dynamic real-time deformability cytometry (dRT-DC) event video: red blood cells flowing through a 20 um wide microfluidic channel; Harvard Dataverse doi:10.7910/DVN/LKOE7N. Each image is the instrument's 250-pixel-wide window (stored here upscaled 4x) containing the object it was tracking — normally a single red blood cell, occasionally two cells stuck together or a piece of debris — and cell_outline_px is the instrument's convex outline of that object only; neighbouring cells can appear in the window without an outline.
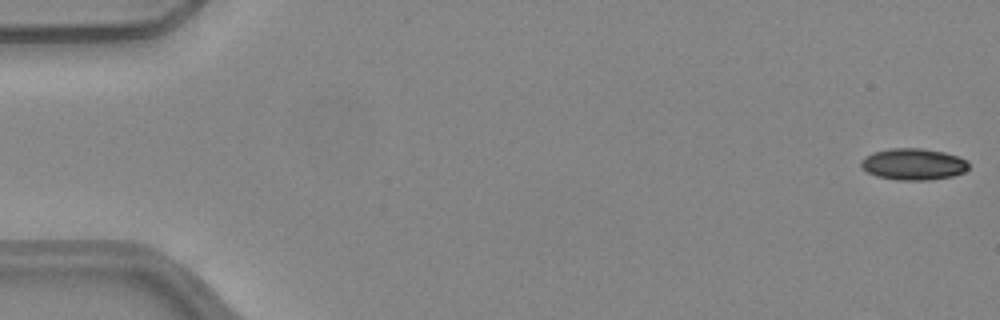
{"species": "common noctule bat (a hibernating species)", "species_latin": "Nyctalus noctula", "temperature_condition": "warm", "stored_images_in_passage": 13, "camera_frame_rate_fps": 3000, "um_per_image_px": 0.085, "animal": {"sex": "female", "body_mass_g": 24.6, "forearm_length_mm": 56.2}, "frame": {"image": 1, "passage_image": 1, "time_ms": 0.0, "image_size_px": [1000, 320], "cell_outline_px": [[968, 168], [964, 172], [952, 176], [928, 180], [896, 180], [876, 176], [868, 172], [860, 164], [860, 160], [864, 156], [872, 152], [888, 148], [920, 148], [944, 152], [968, 160]], "centroid_in_image_um": [77.61, 13.95], "position_along_channel_um": 7.4, "area_um2": 19.88}}